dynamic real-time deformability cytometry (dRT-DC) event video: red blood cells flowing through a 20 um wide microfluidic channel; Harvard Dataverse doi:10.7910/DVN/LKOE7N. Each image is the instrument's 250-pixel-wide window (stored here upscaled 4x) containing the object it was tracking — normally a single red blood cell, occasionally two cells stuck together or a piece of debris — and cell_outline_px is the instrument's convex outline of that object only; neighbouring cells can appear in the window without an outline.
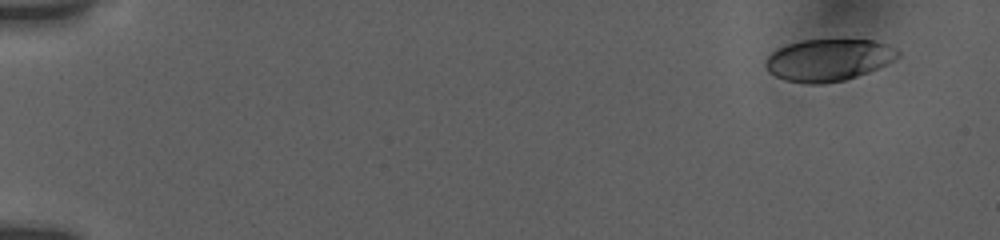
{"species": "human", "species_latin": "Homo sapiens", "temperature_condition": "room temperature", "stored_images_in_passage": 11, "camera_frame_rate_fps": 3000, "um_per_image_px": 0.085, "donor": {"sex": "female"}, "frame": {"image": 1, "passage_image": 1, "time_ms": 0.0, "image_size_px": [1000, 240], "cell_outline_px": [[900, 56], [868, 72], [844, 80], [820, 84], [808, 84], [784, 80], [768, 72], [764, 64], [768, 56], [776, 48], [788, 44], [804, 40], [872, 40], [888, 44], [896, 48], [900, 52]], "centroid_in_image_um": [70.39, 5.1], "position_along_channel_um": 14.6, "area_um2": 32.25}}